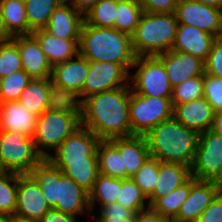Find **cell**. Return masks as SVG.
I'll list each match as a JSON object with an SVG mask.
<instances>
[{
	"label": "cell",
	"mask_w": 222,
	"mask_h": 222,
	"mask_svg": "<svg viewBox=\"0 0 222 222\" xmlns=\"http://www.w3.org/2000/svg\"><path fill=\"white\" fill-rule=\"evenodd\" d=\"M1 172H3V169H2V166H1V163H0V173H1Z\"/></svg>",
	"instance_id": "57"
},
{
	"label": "cell",
	"mask_w": 222,
	"mask_h": 222,
	"mask_svg": "<svg viewBox=\"0 0 222 222\" xmlns=\"http://www.w3.org/2000/svg\"><path fill=\"white\" fill-rule=\"evenodd\" d=\"M90 218L95 219L96 222H133L134 217H97L90 215Z\"/></svg>",
	"instance_id": "52"
},
{
	"label": "cell",
	"mask_w": 222,
	"mask_h": 222,
	"mask_svg": "<svg viewBox=\"0 0 222 222\" xmlns=\"http://www.w3.org/2000/svg\"><path fill=\"white\" fill-rule=\"evenodd\" d=\"M147 199L146 195L132 178L121 179V188H119L117 203L130 209L136 215L140 211L150 208L148 203L146 205L147 201L145 200Z\"/></svg>",
	"instance_id": "35"
},
{
	"label": "cell",
	"mask_w": 222,
	"mask_h": 222,
	"mask_svg": "<svg viewBox=\"0 0 222 222\" xmlns=\"http://www.w3.org/2000/svg\"><path fill=\"white\" fill-rule=\"evenodd\" d=\"M143 12L139 0H117L114 28L132 35Z\"/></svg>",
	"instance_id": "32"
},
{
	"label": "cell",
	"mask_w": 222,
	"mask_h": 222,
	"mask_svg": "<svg viewBox=\"0 0 222 222\" xmlns=\"http://www.w3.org/2000/svg\"><path fill=\"white\" fill-rule=\"evenodd\" d=\"M12 41L18 46L23 70L31 78L51 77L52 65L33 34L13 36Z\"/></svg>",
	"instance_id": "17"
},
{
	"label": "cell",
	"mask_w": 222,
	"mask_h": 222,
	"mask_svg": "<svg viewBox=\"0 0 222 222\" xmlns=\"http://www.w3.org/2000/svg\"><path fill=\"white\" fill-rule=\"evenodd\" d=\"M132 68H137L133 75L129 74L133 92L149 97L171 98L173 87L163 62L157 56L136 57Z\"/></svg>",
	"instance_id": "9"
},
{
	"label": "cell",
	"mask_w": 222,
	"mask_h": 222,
	"mask_svg": "<svg viewBox=\"0 0 222 222\" xmlns=\"http://www.w3.org/2000/svg\"><path fill=\"white\" fill-rule=\"evenodd\" d=\"M31 79L24 70L15 71L0 79V103L18 101Z\"/></svg>",
	"instance_id": "37"
},
{
	"label": "cell",
	"mask_w": 222,
	"mask_h": 222,
	"mask_svg": "<svg viewBox=\"0 0 222 222\" xmlns=\"http://www.w3.org/2000/svg\"><path fill=\"white\" fill-rule=\"evenodd\" d=\"M38 116L26 109L19 101L0 103V130L17 132L32 137Z\"/></svg>",
	"instance_id": "21"
},
{
	"label": "cell",
	"mask_w": 222,
	"mask_h": 222,
	"mask_svg": "<svg viewBox=\"0 0 222 222\" xmlns=\"http://www.w3.org/2000/svg\"><path fill=\"white\" fill-rule=\"evenodd\" d=\"M129 73L120 65L109 61H89V72L85 79L81 100L94 94L126 86Z\"/></svg>",
	"instance_id": "11"
},
{
	"label": "cell",
	"mask_w": 222,
	"mask_h": 222,
	"mask_svg": "<svg viewBox=\"0 0 222 222\" xmlns=\"http://www.w3.org/2000/svg\"><path fill=\"white\" fill-rule=\"evenodd\" d=\"M190 190L191 178L164 197L158 198L150 207L162 216L173 220L178 215L182 203L188 198Z\"/></svg>",
	"instance_id": "34"
},
{
	"label": "cell",
	"mask_w": 222,
	"mask_h": 222,
	"mask_svg": "<svg viewBox=\"0 0 222 222\" xmlns=\"http://www.w3.org/2000/svg\"><path fill=\"white\" fill-rule=\"evenodd\" d=\"M178 21L175 13L143 12L131 35L136 57L157 56L172 50Z\"/></svg>",
	"instance_id": "5"
},
{
	"label": "cell",
	"mask_w": 222,
	"mask_h": 222,
	"mask_svg": "<svg viewBox=\"0 0 222 222\" xmlns=\"http://www.w3.org/2000/svg\"><path fill=\"white\" fill-rule=\"evenodd\" d=\"M214 112L211 104L202 97L176 104L173 109V117L188 129L201 134L211 129Z\"/></svg>",
	"instance_id": "19"
},
{
	"label": "cell",
	"mask_w": 222,
	"mask_h": 222,
	"mask_svg": "<svg viewBox=\"0 0 222 222\" xmlns=\"http://www.w3.org/2000/svg\"><path fill=\"white\" fill-rule=\"evenodd\" d=\"M119 188H121V179L99 174L93 189L89 192V203L91 212L99 202L100 207L110 203H117L119 197Z\"/></svg>",
	"instance_id": "31"
},
{
	"label": "cell",
	"mask_w": 222,
	"mask_h": 222,
	"mask_svg": "<svg viewBox=\"0 0 222 222\" xmlns=\"http://www.w3.org/2000/svg\"><path fill=\"white\" fill-rule=\"evenodd\" d=\"M215 182L219 185L220 189L222 190V172L219 178Z\"/></svg>",
	"instance_id": "56"
},
{
	"label": "cell",
	"mask_w": 222,
	"mask_h": 222,
	"mask_svg": "<svg viewBox=\"0 0 222 222\" xmlns=\"http://www.w3.org/2000/svg\"><path fill=\"white\" fill-rule=\"evenodd\" d=\"M0 10L5 26L12 36L32 34L28 25L24 1L0 0Z\"/></svg>",
	"instance_id": "28"
},
{
	"label": "cell",
	"mask_w": 222,
	"mask_h": 222,
	"mask_svg": "<svg viewBox=\"0 0 222 222\" xmlns=\"http://www.w3.org/2000/svg\"><path fill=\"white\" fill-rule=\"evenodd\" d=\"M64 1L71 4L76 10L85 14L89 9H91L100 0H64Z\"/></svg>",
	"instance_id": "49"
},
{
	"label": "cell",
	"mask_w": 222,
	"mask_h": 222,
	"mask_svg": "<svg viewBox=\"0 0 222 222\" xmlns=\"http://www.w3.org/2000/svg\"><path fill=\"white\" fill-rule=\"evenodd\" d=\"M173 109L171 98L149 97L131 90L129 103L131 133L137 136L146 135L159 123L173 117Z\"/></svg>",
	"instance_id": "8"
},
{
	"label": "cell",
	"mask_w": 222,
	"mask_h": 222,
	"mask_svg": "<svg viewBox=\"0 0 222 222\" xmlns=\"http://www.w3.org/2000/svg\"><path fill=\"white\" fill-rule=\"evenodd\" d=\"M79 54L89 61L120 64L129 74L136 59L131 35L115 28H99L83 23L79 38Z\"/></svg>",
	"instance_id": "3"
},
{
	"label": "cell",
	"mask_w": 222,
	"mask_h": 222,
	"mask_svg": "<svg viewBox=\"0 0 222 222\" xmlns=\"http://www.w3.org/2000/svg\"><path fill=\"white\" fill-rule=\"evenodd\" d=\"M175 15L178 24L195 26L214 37L222 35V9L192 0H179Z\"/></svg>",
	"instance_id": "12"
},
{
	"label": "cell",
	"mask_w": 222,
	"mask_h": 222,
	"mask_svg": "<svg viewBox=\"0 0 222 222\" xmlns=\"http://www.w3.org/2000/svg\"><path fill=\"white\" fill-rule=\"evenodd\" d=\"M211 130L222 136V111H215Z\"/></svg>",
	"instance_id": "51"
},
{
	"label": "cell",
	"mask_w": 222,
	"mask_h": 222,
	"mask_svg": "<svg viewBox=\"0 0 222 222\" xmlns=\"http://www.w3.org/2000/svg\"><path fill=\"white\" fill-rule=\"evenodd\" d=\"M64 0H25L26 16L29 27L34 31L43 29L50 20L53 11Z\"/></svg>",
	"instance_id": "33"
},
{
	"label": "cell",
	"mask_w": 222,
	"mask_h": 222,
	"mask_svg": "<svg viewBox=\"0 0 222 222\" xmlns=\"http://www.w3.org/2000/svg\"><path fill=\"white\" fill-rule=\"evenodd\" d=\"M134 213L119 203H110L100 208L97 217H134Z\"/></svg>",
	"instance_id": "46"
},
{
	"label": "cell",
	"mask_w": 222,
	"mask_h": 222,
	"mask_svg": "<svg viewBox=\"0 0 222 222\" xmlns=\"http://www.w3.org/2000/svg\"><path fill=\"white\" fill-rule=\"evenodd\" d=\"M132 179L148 198L158 180V159L150 156Z\"/></svg>",
	"instance_id": "40"
},
{
	"label": "cell",
	"mask_w": 222,
	"mask_h": 222,
	"mask_svg": "<svg viewBox=\"0 0 222 222\" xmlns=\"http://www.w3.org/2000/svg\"><path fill=\"white\" fill-rule=\"evenodd\" d=\"M11 222H36V221L28 220V219H25L16 215H12Z\"/></svg>",
	"instance_id": "54"
},
{
	"label": "cell",
	"mask_w": 222,
	"mask_h": 222,
	"mask_svg": "<svg viewBox=\"0 0 222 222\" xmlns=\"http://www.w3.org/2000/svg\"><path fill=\"white\" fill-rule=\"evenodd\" d=\"M215 181L197 180L191 177V190L172 222H198L202 212L221 192Z\"/></svg>",
	"instance_id": "14"
},
{
	"label": "cell",
	"mask_w": 222,
	"mask_h": 222,
	"mask_svg": "<svg viewBox=\"0 0 222 222\" xmlns=\"http://www.w3.org/2000/svg\"><path fill=\"white\" fill-rule=\"evenodd\" d=\"M143 11L149 13H175L179 0H139Z\"/></svg>",
	"instance_id": "44"
},
{
	"label": "cell",
	"mask_w": 222,
	"mask_h": 222,
	"mask_svg": "<svg viewBox=\"0 0 222 222\" xmlns=\"http://www.w3.org/2000/svg\"><path fill=\"white\" fill-rule=\"evenodd\" d=\"M214 36L198 27L178 24L173 51H180L205 61L210 53Z\"/></svg>",
	"instance_id": "20"
},
{
	"label": "cell",
	"mask_w": 222,
	"mask_h": 222,
	"mask_svg": "<svg viewBox=\"0 0 222 222\" xmlns=\"http://www.w3.org/2000/svg\"><path fill=\"white\" fill-rule=\"evenodd\" d=\"M117 0H100L84 14L88 25L99 28H114Z\"/></svg>",
	"instance_id": "36"
},
{
	"label": "cell",
	"mask_w": 222,
	"mask_h": 222,
	"mask_svg": "<svg viewBox=\"0 0 222 222\" xmlns=\"http://www.w3.org/2000/svg\"><path fill=\"white\" fill-rule=\"evenodd\" d=\"M144 136L151 157L192 167L199 134L174 117L159 123Z\"/></svg>",
	"instance_id": "4"
},
{
	"label": "cell",
	"mask_w": 222,
	"mask_h": 222,
	"mask_svg": "<svg viewBox=\"0 0 222 222\" xmlns=\"http://www.w3.org/2000/svg\"><path fill=\"white\" fill-rule=\"evenodd\" d=\"M77 218L72 215L62 213L51 208L48 210L38 222H79Z\"/></svg>",
	"instance_id": "48"
},
{
	"label": "cell",
	"mask_w": 222,
	"mask_h": 222,
	"mask_svg": "<svg viewBox=\"0 0 222 222\" xmlns=\"http://www.w3.org/2000/svg\"><path fill=\"white\" fill-rule=\"evenodd\" d=\"M101 140L88 128L82 125L76 129L56 150L50 155V161H78L86 157H98L97 146Z\"/></svg>",
	"instance_id": "15"
},
{
	"label": "cell",
	"mask_w": 222,
	"mask_h": 222,
	"mask_svg": "<svg viewBox=\"0 0 222 222\" xmlns=\"http://www.w3.org/2000/svg\"><path fill=\"white\" fill-rule=\"evenodd\" d=\"M18 70H23L18 46L12 40L0 44V79Z\"/></svg>",
	"instance_id": "41"
},
{
	"label": "cell",
	"mask_w": 222,
	"mask_h": 222,
	"mask_svg": "<svg viewBox=\"0 0 222 222\" xmlns=\"http://www.w3.org/2000/svg\"><path fill=\"white\" fill-rule=\"evenodd\" d=\"M133 222H172V220L150 207L134 215Z\"/></svg>",
	"instance_id": "47"
},
{
	"label": "cell",
	"mask_w": 222,
	"mask_h": 222,
	"mask_svg": "<svg viewBox=\"0 0 222 222\" xmlns=\"http://www.w3.org/2000/svg\"><path fill=\"white\" fill-rule=\"evenodd\" d=\"M74 58L52 66L51 79L62 87L73 89L78 94L82 91L89 72V60L77 54Z\"/></svg>",
	"instance_id": "24"
},
{
	"label": "cell",
	"mask_w": 222,
	"mask_h": 222,
	"mask_svg": "<svg viewBox=\"0 0 222 222\" xmlns=\"http://www.w3.org/2000/svg\"><path fill=\"white\" fill-rule=\"evenodd\" d=\"M49 63L54 66L75 57L79 53V40L61 39L44 29L32 31Z\"/></svg>",
	"instance_id": "25"
},
{
	"label": "cell",
	"mask_w": 222,
	"mask_h": 222,
	"mask_svg": "<svg viewBox=\"0 0 222 222\" xmlns=\"http://www.w3.org/2000/svg\"><path fill=\"white\" fill-rule=\"evenodd\" d=\"M120 152L126 178H132L150 157V151L145 136H130L109 140Z\"/></svg>",
	"instance_id": "22"
},
{
	"label": "cell",
	"mask_w": 222,
	"mask_h": 222,
	"mask_svg": "<svg viewBox=\"0 0 222 222\" xmlns=\"http://www.w3.org/2000/svg\"><path fill=\"white\" fill-rule=\"evenodd\" d=\"M84 21V14L64 1L53 11L43 29L61 39L79 40Z\"/></svg>",
	"instance_id": "18"
},
{
	"label": "cell",
	"mask_w": 222,
	"mask_h": 222,
	"mask_svg": "<svg viewBox=\"0 0 222 222\" xmlns=\"http://www.w3.org/2000/svg\"><path fill=\"white\" fill-rule=\"evenodd\" d=\"M42 159L32 137L0 130V163L3 171L30 174Z\"/></svg>",
	"instance_id": "7"
},
{
	"label": "cell",
	"mask_w": 222,
	"mask_h": 222,
	"mask_svg": "<svg viewBox=\"0 0 222 222\" xmlns=\"http://www.w3.org/2000/svg\"><path fill=\"white\" fill-rule=\"evenodd\" d=\"M203 96L214 111H222V78L203 74Z\"/></svg>",
	"instance_id": "42"
},
{
	"label": "cell",
	"mask_w": 222,
	"mask_h": 222,
	"mask_svg": "<svg viewBox=\"0 0 222 222\" xmlns=\"http://www.w3.org/2000/svg\"><path fill=\"white\" fill-rule=\"evenodd\" d=\"M222 172V136L211 129L198 136L191 176L216 181Z\"/></svg>",
	"instance_id": "10"
},
{
	"label": "cell",
	"mask_w": 222,
	"mask_h": 222,
	"mask_svg": "<svg viewBox=\"0 0 222 222\" xmlns=\"http://www.w3.org/2000/svg\"><path fill=\"white\" fill-rule=\"evenodd\" d=\"M191 167L179 163L158 160V180L153 193L148 197L151 206L158 198L180 187L191 178Z\"/></svg>",
	"instance_id": "23"
},
{
	"label": "cell",
	"mask_w": 222,
	"mask_h": 222,
	"mask_svg": "<svg viewBox=\"0 0 222 222\" xmlns=\"http://www.w3.org/2000/svg\"><path fill=\"white\" fill-rule=\"evenodd\" d=\"M62 173L90 192L99 176L98 157H86L78 161H51Z\"/></svg>",
	"instance_id": "26"
},
{
	"label": "cell",
	"mask_w": 222,
	"mask_h": 222,
	"mask_svg": "<svg viewBox=\"0 0 222 222\" xmlns=\"http://www.w3.org/2000/svg\"><path fill=\"white\" fill-rule=\"evenodd\" d=\"M13 36L7 30L0 10V44L10 42Z\"/></svg>",
	"instance_id": "50"
},
{
	"label": "cell",
	"mask_w": 222,
	"mask_h": 222,
	"mask_svg": "<svg viewBox=\"0 0 222 222\" xmlns=\"http://www.w3.org/2000/svg\"><path fill=\"white\" fill-rule=\"evenodd\" d=\"M12 215L7 213H0V222H11Z\"/></svg>",
	"instance_id": "55"
},
{
	"label": "cell",
	"mask_w": 222,
	"mask_h": 222,
	"mask_svg": "<svg viewBox=\"0 0 222 222\" xmlns=\"http://www.w3.org/2000/svg\"><path fill=\"white\" fill-rule=\"evenodd\" d=\"M204 72L222 78V35L214 37L210 53L204 61Z\"/></svg>",
	"instance_id": "43"
},
{
	"label": "cell",
	"mask_w": 222,
	"mask_h": 222,
	"mask_svg": "<svg viewBox=\"0 0 222 222\" xmlns=\"http://www.w3.org/2000/svg\"><path fill=\"white\" fill-rule=\"evenodd\" d=\"M30 175L40 185L49 206L75 216L91 212L89 192L66 177L48 158H43Z\"/></svg>",
	"instance_id": "2"
},
{
	"label": "cell",
	"mask_w": 222,
	"mask_h": 222,
	"mask_svg": "<svg viewBox=\"0 0 222 222\" xmlns=\"http://www.w3.org/2000/svg\"><path fill=\"white\" fill-rule=\"evenodd\" d=\"M80 126L81 114L45 110L38 116L32 136L38 153L48 158L51 155L49 149L55 151Z\"/></svg>",
	"instance_id": "6"
},
{
	"label": "cell",
	"mask_w": 222,
	"mask_h": 222,
	"mask_svg": "<svg viewBox=\"0 0 222 222\" xmlns=\"http://www.w3.org/2000/svg\"><path fill=\"white\" fill-rule=\"evenodd\" d=\"M198 222H222V191L202 212Z\"/></svg>",
	"instance_id": "45"
},
{
	"label": "cell",
	"mask_w": 222,
	"mask_h": 222,
	"mask_svg": "<svg viewBox=\"0 0 222 222\" xmlns=\"http://www.w3.org/2000/svg\"><path fill=\"white\" fill-rule=\"evenodd\" d=\"M203 96V75L185 80L172 88L171 100L173 107L176 104L192 101Z\"/></svg>",
	"instance_id": "39"
},
{
	"label": "cell",
	"mask_w": 222,
	"mask_h": 222,
	"mask_svg": "<svg viewBox=\"0 0 222 222\" xmlns=\"http://www.w3.org/2000/svg\"><path fill=\"white\" fill-rule=\"evenodd\" d=\"M49 95V77L32 78L22 91L19 103L37 116L47 110Z\"/></svg>",
	"instance_id": "29"
},
{
	"label": "cell",
	"mask_w": 222,
	"mask_h": 222,
	"mask_svg": "<svg viewBox=\"0 0 222 222\" xmlns=\"http://www.w3.org/2000/svg\"><path fill=\"white\" fill-rule=\"evenodd\" d=\"M130 83L82 101L81 125L101 141L134 136L129 122Z\"/></svg>",
	"instance_id": "1"
},
{
	"label": "cell",
	"mask_w": 222,
	"mask_h": 222,
	"mask_svg": "<svg viewBox=\"0 0 222 222\" xmlns=\"http://www.w3.org/2000/svg\"><path fill=\"white\" fill-rule=\"evenodd\" d=\"M40 185L30 174L17 173L16 216L38 222L50 210Z\"/></svg>",
	"instance_id": "13"
},
{
	"label": "cell",
	"mask_w": 222,
	"mask_h": 222,
	"mask_svg": "<svg viewBox=\"0 0 222 222\" xmlns=\"http://www.w3.org/2000/svg\"><path fill=\"white\" fill-rule=\"evenodd\" d=\"M17 196V173H0V213L15 214Z\"/></svg>",
	"instance_id": "38"
},
{
	"label": "cell",
	"mask_w": 222,
	"mask_h": 222,
	"mask_svg": "<svg viewBox=\"0 0 222 222\" xmlns=\"http://www.w3.org/2000/svg\"><path fill=\"white\" fill-rule=\"evenodd\" d=\"M47 110L65 114H81L82 100L75 90L64 88L49 77Z\"/></svg>",
	"instance_id": "27"
},
{
	"label": "cell",
	"mask_w": 222,
	"mask_h": 222,
	"mask_svg": "<svg viewBox=\"0 0 222 222\" xmlns=\"http://www.w3.org/2000/svg\"><path fill=\"white\" fill-rule=\"evenodd\" d=\"M97 154L100 174L120 179L126 178L122 156L109 140L99 142Z\"/></svg>",
	"instance_id": "30"
},
{
	"label": "cell",
	"mask_w": 222,
	"mask_h": 222,
	"mask_svg": "<svg viewBox=\"0 0 222 222\" xmlns=\"http://www.w3.org/2000/svg\"><path fill=\"white\" fill-rule=\"evenodd\" d=\"M157 57L163 62L172 87L205 73L204 61L192 54L169 50Z\"/></svg>",
	"instance_id": "16"
},
{
	"label": "cell",
	"mask_w": 222,
	"mask_h": 222,
	"mask_svg": "<svg viewBox=\"0 0 222 222\" xmlns=\"http://www.w3.org/2000/svg\"><path fill=\"white\" fill-rule=\"evenodd\" d=\"M192 1L215 6L217 8L222 9V0H192Z\"/></svg>",
	"instance_id": "53"
}]
</instances>
